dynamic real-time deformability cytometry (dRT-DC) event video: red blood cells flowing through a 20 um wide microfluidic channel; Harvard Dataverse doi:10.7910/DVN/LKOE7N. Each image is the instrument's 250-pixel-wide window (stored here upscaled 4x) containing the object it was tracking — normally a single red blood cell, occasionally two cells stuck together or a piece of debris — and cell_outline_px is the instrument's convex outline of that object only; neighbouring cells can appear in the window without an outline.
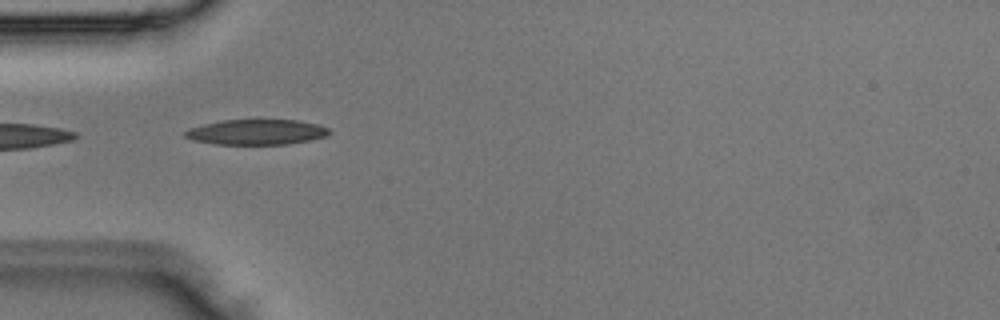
{"species": "Egyptian fruit bat (a non-hibernating species)", "species_latin": "Rousettus aegyptiacus", "temperature_condition": "room temperature", "stored_images_in_passage": 4, "camera_frame_rate_fps": 3000, "um_per_image_px": 0.085, "animal": {"sex": "male"}, "frame": {"image": 1, "passage_image": 3, "time_ms": 0.667, "image_size_px": [1000, 320], "cell_outline_px": [[332, 132], [328, 136], [288, 144], [216, 144], [192, 140], [184, 136], [184, 132], [192, 128], [204, 124], [220, 120], [300, 120], [316, 124], [328, 128]], "centroid_in_image_um": [21.83, 11.22], "position_along_channel_um": 63.2, "area_um2": 21.15}}